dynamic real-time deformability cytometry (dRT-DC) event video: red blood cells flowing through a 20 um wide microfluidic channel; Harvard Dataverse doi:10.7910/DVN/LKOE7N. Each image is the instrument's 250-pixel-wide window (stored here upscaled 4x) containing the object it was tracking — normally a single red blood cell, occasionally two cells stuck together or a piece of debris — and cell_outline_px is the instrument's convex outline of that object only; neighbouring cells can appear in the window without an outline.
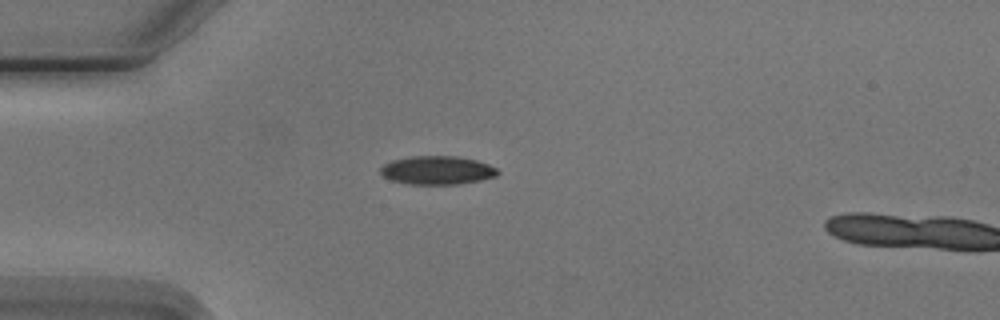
{"species": "Egyptian fruit bat (a non-hibernating species)", "species_latin": "Rousettus aegyptiacus", "temperature_condition": "cold", "stored_images_in_passage": 5, "camera_frame_rate_fps": 3000, "um_per_image_px": 0.085, "animal": {"sex": "male"}, "frame": {"image": 1, "passage_image": 4, "time_ms": 3.667, "image_size_px": [1000, 320], "cell_outline_px": [[500, 172], [496, 176], [480, 180], [456, 184], [408, 184], [392, 180], [384, 176], [380, 172], [380, 168], [384, 164], [392, 160], [412, 156], [456, 156], [476, 160], [488, 164], [496, 168]], "centroid_in_image_um": [37.16, 14.47], "position_along_channel_um": 47.8, "area_um2": 19.36}}